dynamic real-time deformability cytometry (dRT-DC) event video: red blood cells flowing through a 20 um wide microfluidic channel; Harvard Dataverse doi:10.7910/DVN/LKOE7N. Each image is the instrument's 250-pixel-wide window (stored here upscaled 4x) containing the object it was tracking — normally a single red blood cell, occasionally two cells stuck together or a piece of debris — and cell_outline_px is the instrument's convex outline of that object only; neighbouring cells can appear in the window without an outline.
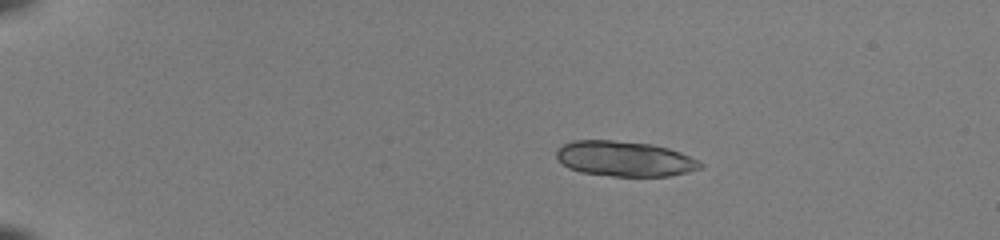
{"species": "common noctule bat (a hibernating species)", "species_latin": "Nyctalus noctula", "temperature_condition": "room temperature", "stored_images_in_passage": 41, "camera_frame_rate_fps": 3000, "um_per_image_px": 0.085, "animal": {"sex": "female", "body_mass_g": 22.0, "forearm_length_mm": 56.7}, "frame": {"image": 1, "passage_image": 1, "time_ms": 0.0, "image_size_px": [1000, 240], "cell_outline_px": [[704, 168], [688, 172], [668, 176], [612, 176], [580, 172], [568, 168], [556, 156], [556, 152], [564, 144], [572, 140], [612, 140], [652, 144], [668, 148], [680, 152], [704, 164]], "centroid_in_image_um": [53.11, 13.5], "position_along_channel_um": 31.9, "area_um2": 29.48}}